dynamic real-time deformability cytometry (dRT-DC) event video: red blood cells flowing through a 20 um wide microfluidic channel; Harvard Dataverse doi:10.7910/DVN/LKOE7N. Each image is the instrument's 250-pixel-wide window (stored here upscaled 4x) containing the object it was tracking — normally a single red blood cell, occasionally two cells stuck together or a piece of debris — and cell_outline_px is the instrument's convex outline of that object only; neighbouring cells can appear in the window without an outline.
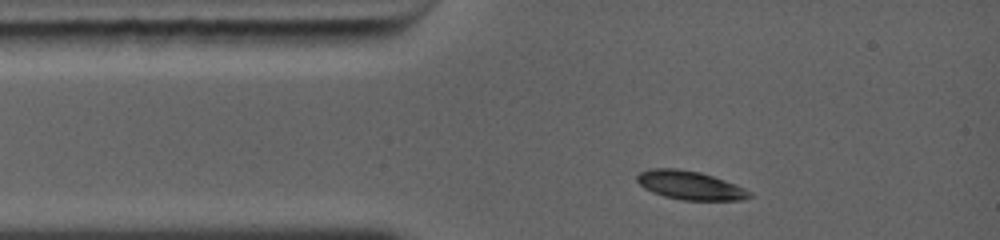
{"species": "common noctule bat (a hibernating species)", "species_latin": "Nyctalus noctula", "temperature_condition": "warm", "stored_images_in_passage": 2, "camera_frame_rate_fps": 5000, "um_per_image_px": 0.085, "animal": {"sex": "female", "body_mass_g": 19.0, "forearm_length_mm": 56.7}, "frame": {"image": 1, "passage_image": 1, "time_ms": 0.0, "image_size_px": [1000, 240], "cell_outline_px": [[752, 196], [740, 200], [680, 200], [664, 196], [652, 192], [644, 188], [636, 180], [636, 176], [640, 172], [652, 168], [672, 168], [700, 172], [712, 176], [732, 184], [748, 192]], "centroid_in_image_um": [58.55, 15.75], "position_along_channel_um": 26.4, "area_um2": 18.32}}